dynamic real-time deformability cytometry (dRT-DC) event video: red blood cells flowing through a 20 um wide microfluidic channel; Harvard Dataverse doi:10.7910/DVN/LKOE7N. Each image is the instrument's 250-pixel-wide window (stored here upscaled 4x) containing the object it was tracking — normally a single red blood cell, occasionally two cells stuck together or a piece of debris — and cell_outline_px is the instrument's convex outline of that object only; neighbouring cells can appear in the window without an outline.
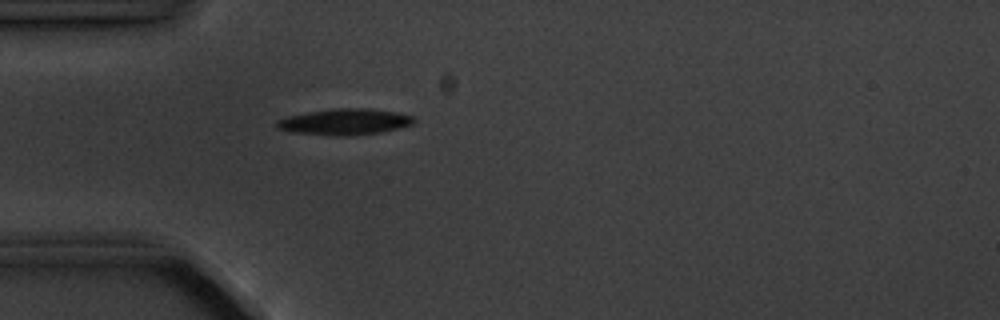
{"species": "common noctule bat (a hibernating species)", "species_latin": "Nyctalus noctula", "temperature_condition": "cold", "stored_images_in_passage": 3, "camera_frame_rate_fps": 3000, "um_per_image_px": 0.085, "animal": {"sex": "male", "body_mass_g": 20.1, "forearm_length_mm": 53.5}, "frame": {"image": 1, "passage_image": 3, "time_ms": 2.333, "image_size_px": [1000, 320], "cell_outline_px": [[416, 120], [412, 124], [380, 132], [344, 136], [336, 136], [288, 132], [276, 128], [276, 120], [288, 116], [308, 112], [332, 108], [368, 108], [396, 112], [412, 116]], "centroid_in_image_um": [29.24, 10.35], "position_along_channel_um": 55.8, "area_um2": 20.87}}